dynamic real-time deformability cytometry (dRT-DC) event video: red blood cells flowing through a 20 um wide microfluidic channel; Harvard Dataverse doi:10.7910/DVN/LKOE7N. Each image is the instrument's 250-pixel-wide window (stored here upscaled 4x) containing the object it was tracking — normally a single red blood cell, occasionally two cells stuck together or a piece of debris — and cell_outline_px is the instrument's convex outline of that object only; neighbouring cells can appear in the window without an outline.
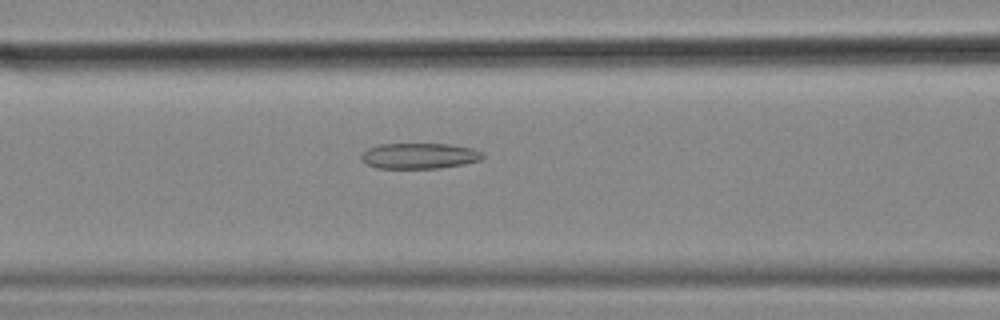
{"species": "common noctule bat (a hibernating species)", "species_latin": "Nyctalus noctula", "temperature_condition": "cold", "stored_images_in_passage": 52, "camera_frame_rate_fps": 3000, "um_per_image_px": 0.085, "animal": {"sex": "female", "body_mass_g": 18.4}, "frame": {"image": 1, "passage_image": 23, "time_ms": 7.333, "image_size_px": [1000, 320], "cell_outline_px": [[484, 156], [480, 160], [440, 168], [376, 168], [368, 164], [360, 156], [368, 148], [376, 144], [448, 144], [472, 148], [480, 152]], "centroid_in_image_um": [35.62, 13.24], "position_along_channel_um": 131.0, "area_um2": 17.92}}
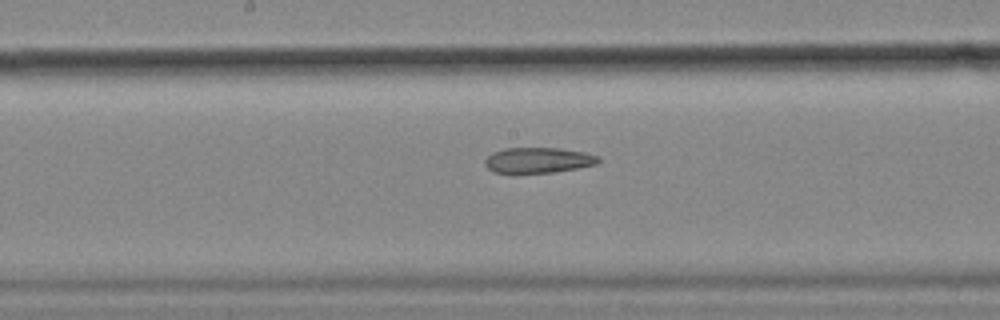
{"frame": {"image": 2, "passage_image": 29, "time_ms": 9.333, "image_size_px": [1000, 320], "cell_outline_px": [[600, 160], [596, 164], [556, 172], [492, 172], [484, 164], [484, 160], [492, 152], [504, 148], [560, 148], [584, 152], [600, 156]], "centroid_in_image_um": [45.74, 13.6], "position_along_channel_um": 202.5, "area_um2": 16.76}}
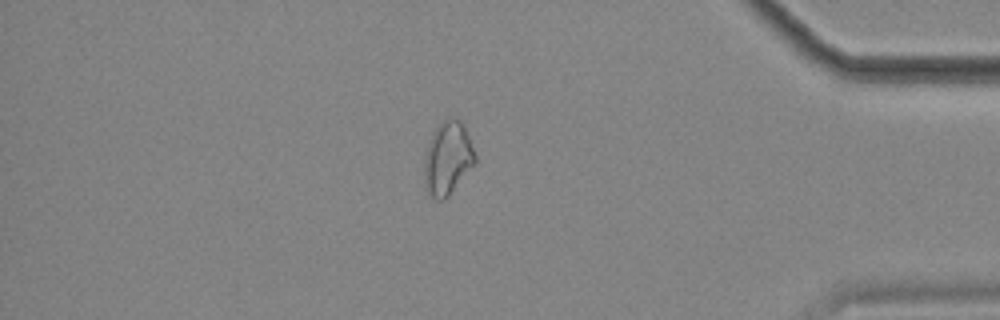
{"frame": {"image": 3, "passage_image": 48, "time_ms": 15.667, "image_size_px": [1000, 320], "cell_outline_px": [[476, 164], [448, 196], [444, 200], [436, 200], [424, 188], [424, 152], [436, 128], [444, 120], [452, 116], [456, 116], [460, 120], [468, 136], [476, 156]], "centroid_in_image_um": [38.04, 13.48], "position_along_channel_um": 397.2, "area_um2": 21.79}, "authors_computed_cell_mechanics": {"area_um2": 20.1144, "velocity_mm_per_s": 3.5942, "shape_relaxation_time_tau1_ms": null, "shape_relaxation_time_tau2_ms": 8.5208, "deformation_change_tau1": null, "deformation_change_tau2": 0.1984}}